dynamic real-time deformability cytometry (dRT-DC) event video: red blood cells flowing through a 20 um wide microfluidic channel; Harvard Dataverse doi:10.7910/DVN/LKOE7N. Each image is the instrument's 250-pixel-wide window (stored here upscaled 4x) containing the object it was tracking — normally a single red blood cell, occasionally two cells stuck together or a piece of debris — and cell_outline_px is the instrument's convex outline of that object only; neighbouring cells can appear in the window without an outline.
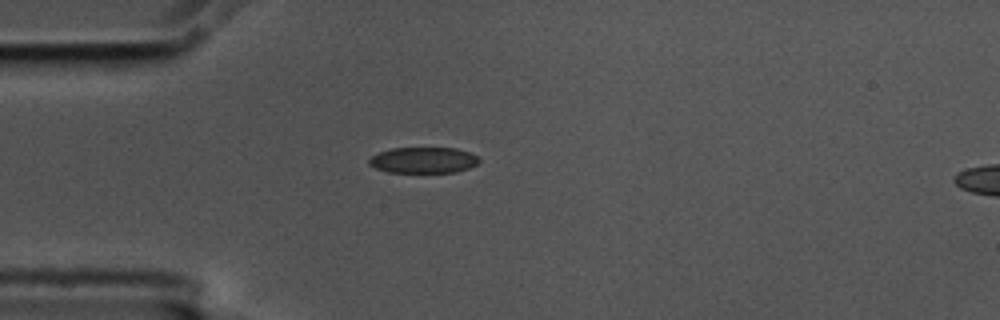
{"species": "common noctule bat (a hibernating species)", "species_latin": "Nyctalus noctula", "temperature_condition": "cold", "stored_images_in_passage": 2, "camera_frame_rate_fps": 3000, "um_per_image_px": 0.085, "animal": {"sex": "male", "body_mass_g": 17.5, "forearm_length_mm": 52.3}, "frame": {"image": 1, "passage_image": 1, "time_ms": 0.0, "image_size_px": [1000, 320], "cell_outline_px": [[480, 160], [476, 164], [468, 168], [456, 172], [388, 172], [376, 168], [368, 164], [368, 160], [372, 156], [380, 152], [392, 148], [456, 148], [480, 156]], "centroid_in_image_um": [36.0, 13.61], "position_along_channel_um": 49.0, "area_um2": 16.59}}